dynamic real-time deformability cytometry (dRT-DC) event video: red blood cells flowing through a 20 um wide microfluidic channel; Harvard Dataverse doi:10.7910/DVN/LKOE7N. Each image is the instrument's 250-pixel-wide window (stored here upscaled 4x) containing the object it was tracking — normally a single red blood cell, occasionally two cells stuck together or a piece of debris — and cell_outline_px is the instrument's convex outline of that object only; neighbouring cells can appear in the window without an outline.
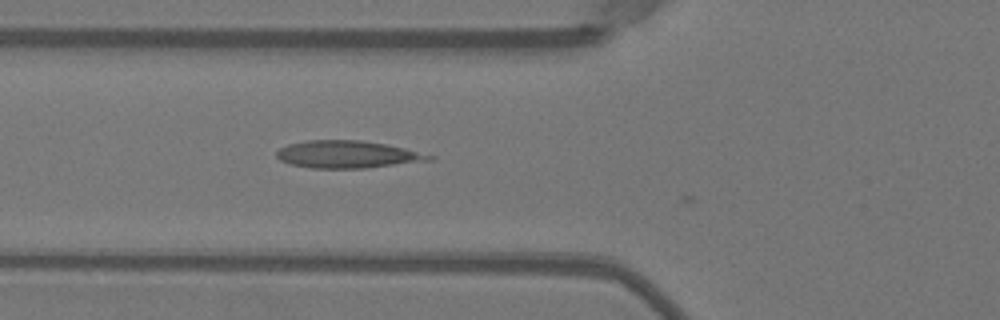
{"species": "Egyptian fruit bat (a non-hibernating species)", "species_latin": "Rousettus aegyptiacus", "temperature_condition": "warm", "stored_images_in_passage": 38, "camera_frame_rate_fps": 3000, "um_per_image_px": 0.085, "animal": {"sex": "female"}, "frame": {"image": 1, "passage_image": 6, "time_ms": 1.667, "image_size_px": [1000, 320], "cell_outline_px": [[436, 160], [368, 168], [312, 168], [288, 164], [280, 160], [276, 156], [276, 152], [280, 148], [288, 144], [308, 140], [360, 140], [384, 144], [404, 148], [436, 156]], "centroid_in_image_um": [29.56, 13.13], "position_along_channel_um": 96.2, "area_um2": 24.51}}
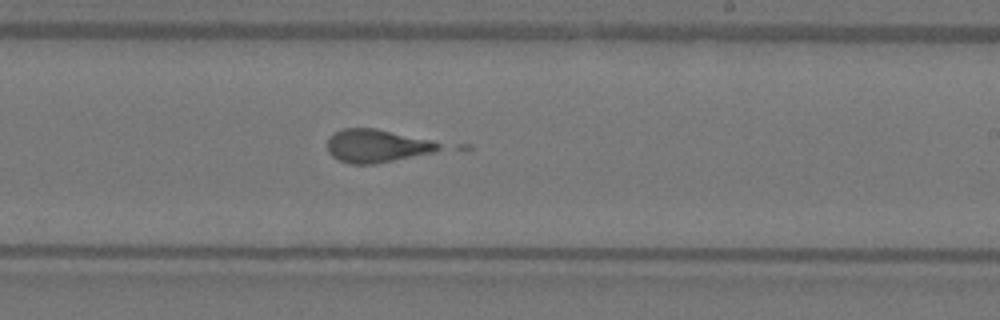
{"frame": {"image": 2, "passage_image": 18, "time_ms": 5.667, "image_size_px": [1000, 320], "cell_outline_px": [[444, 148], [436, 152], [376, 164], [348, 164], [332, 156], [328, 152], [324, 144], [328, 136], [332, 132], [344, 128], [376, 128], [432, 140], [440, 144]], "centroid_in_image_um": [31.99, 12.4], "position_along_channel_um": 257.0, "area_um2": 22.14}}
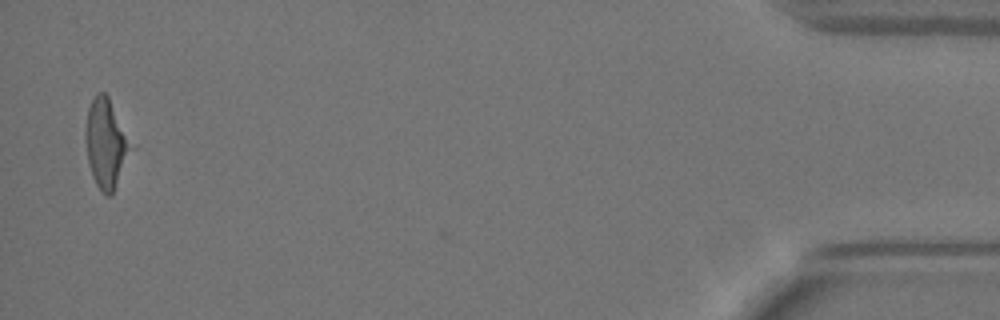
{"frame": {"image": 3, "passage_image": 37, "time_ms": 12.0, "image_size_px": [1000, 320], "cell_outline_px": [[136, 148], [112, 196], [104, 196], [96, 184], [92, 176], [88, 164], [84, 140], [84, 132], [88, 108], [96, 92], [104, 92], [108, 96]], "centroid_in_image_um": [9.05, 12.25], "position_along_channel_um": 426.1, "area_um2": 24.68}}